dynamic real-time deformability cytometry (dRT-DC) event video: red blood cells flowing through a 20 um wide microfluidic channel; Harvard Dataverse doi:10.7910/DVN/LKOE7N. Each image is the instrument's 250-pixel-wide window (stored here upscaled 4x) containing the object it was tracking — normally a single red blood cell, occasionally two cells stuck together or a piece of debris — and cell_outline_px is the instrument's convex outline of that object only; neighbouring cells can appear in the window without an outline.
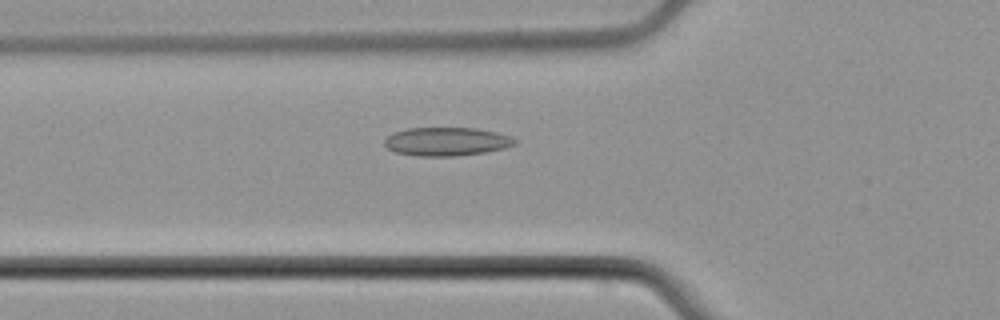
{"species": "common noctule bat (a hibernating species)", "species_latin": "Nyctalus noctula", "temperature_condition": "cold", "stored_images_in_passage": 43, "camera_frame_rate_fps": 3000, "um_per_image_px": 0.085, "animal": {"sex": "male", "body_mass_g": 21.5, "forearm_length_mm": 52.0}, "frame": {"image": 1, "passage_image": 8, "time_ms": 2.333, "image_size_px": [1000, 320], "cell_outline_px": [[516, 144], [504, 148], [488, 152], [456, 156], [416, 156], [396, 152], [388, 148], [384, 144], [384, 140], [392, 132], [408, 128], [476, 128], [496, 132], [512, 136], [516, 140]], "centroid_in_image_um": [37.97, 12.03], "position_along_channel_um": 87.8, "area_um2": 21.79}}
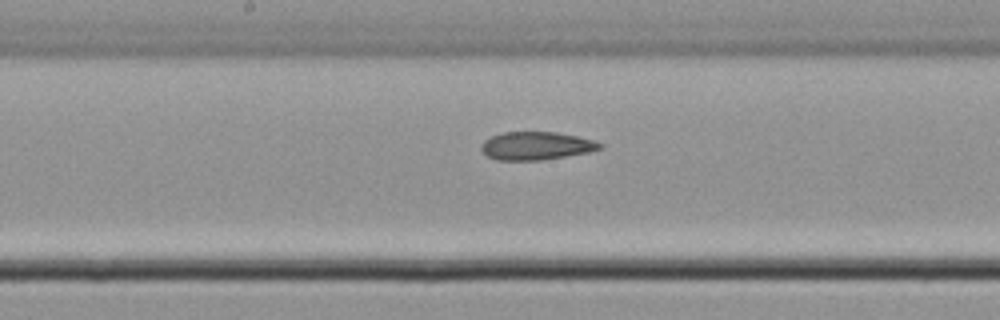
{"frame": {"image": 2, "passage_image": 17, "time_ms": 5.333, "image_size_px": [1000, 320], "cell_outline_px": [[604, 148], [588, 152], [540, 160], [496, 160], [488, 156], [480, 148], [480, 144], [484, 140], [492, 136], [504, 132], [556, 132], [576, 136], [592, 140], [604, 144]], "centroid_in_image_um": [45.57, 12.39], "position_along_channel_um": 202.6, "area_um2": 19.31}}
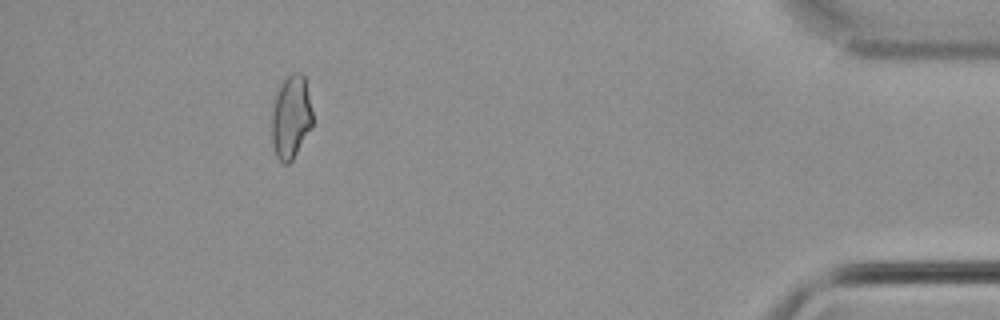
{"frame": {"image": 3, "passage_image": 38, "time_ms": 12.333, "image_size_px": [1000, 320], "cell_outline_px": [[312, 128], [292, 160], [288, 164], [284, 164], [276, 156], [272, 140], [272, 108], [280, 84], [292, 72], [300, 72], [304, 76], [312, 112]], "centroid_in_image_um": [24.73, 9.96], "position_along_channel_um": 410.5, "area_um2": 19.71}}